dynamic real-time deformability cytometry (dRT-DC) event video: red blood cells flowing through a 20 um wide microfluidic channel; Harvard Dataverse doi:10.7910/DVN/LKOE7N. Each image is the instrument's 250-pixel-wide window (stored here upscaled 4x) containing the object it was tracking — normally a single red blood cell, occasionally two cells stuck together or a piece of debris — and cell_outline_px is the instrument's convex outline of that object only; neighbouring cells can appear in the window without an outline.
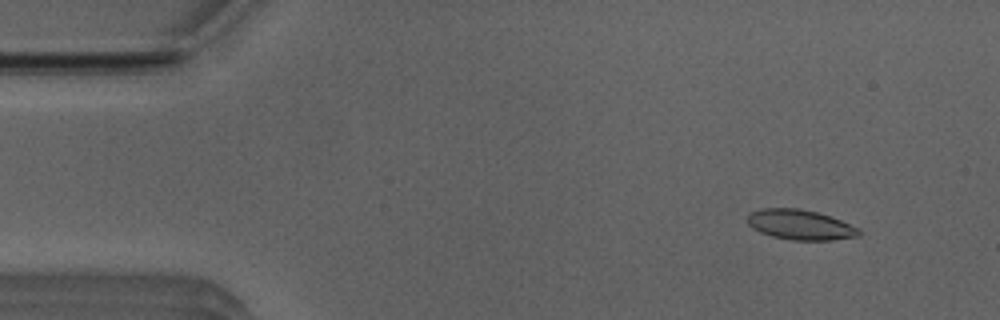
{"species": "Egyptian fruit bat (a non-hibernating species)", "species_latin": "Rousettus aegyptiacus", "temperature_condition": "room temperature", "stored_images_in_passage": 51, "camera_frame_rate_fps": 3000, "um_per_image_px": 0.085, "animal": {"sex": "male"}, "frame": {"image": 1, "passage_image": 5, "time_ms": 1.333, "image_size_px": [1000, 320], "cell_outline_px": [[860, 236], [832, 240], [792, 240], [772, 236], [760, 232], [752, 228], [748, 224], [748, 216], [752, 212], [760, 208], [800, 208], [816, 212], [840, 220], [860, 228]], "centroid_in_image_um": [68.02, 19.1], "position_along_channel_um": 17.0, "area_um2": 19.48}}
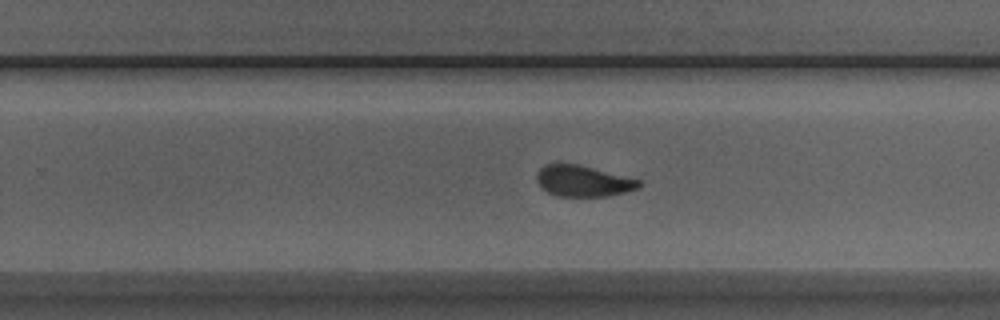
{"frame": {"image": 2, "passage_image": 32, "time_ms": 10.333, "image_size_px": [1000, 320], "cell_outline_px": [[640, 188], [608, 196], [556, 196], [540, 188], [536, 180], [536, 176], [540, 168], [548, 164], [576, 164], [640, 180]], "centroid_in_image_um": [49.53, 15.4], "position_along_channel_um": 280.3, "area_um2": 18.26}}
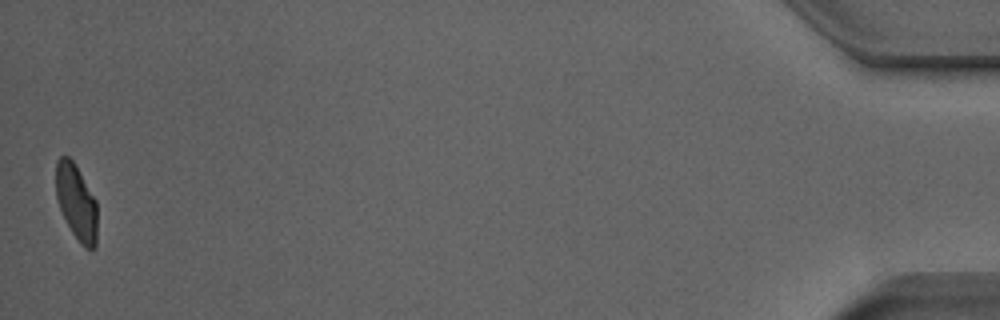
{"frame": {"image": 3, "passage_image": 51, "time_ms": 16.667, "image_size_px": [1000, 320], "cell_outline_px": [[96, 248], [92, 252], [84, 248], [80, 244], [72, 232], [60, 208], [56, 196], [56, 160], [60, 156], [68, 156], [76, 164], [96, 200]], "centroid_in_image_um": [6.5, 17.19], "position_along_channel_um": 428.7, "area_um2": 18.32}, "authors_computed_cell_mechanics": {"area_um2": 19.5364, "velocity_mm_per_s": 3.9426, "shape_relaxation_time_tau1_ms": 4.791, "shape_relaxation_time_tau2_ms": 1.1546, "deformation_change_tau1": 0.1433, "deformation_change_tau2": 0.0583}}